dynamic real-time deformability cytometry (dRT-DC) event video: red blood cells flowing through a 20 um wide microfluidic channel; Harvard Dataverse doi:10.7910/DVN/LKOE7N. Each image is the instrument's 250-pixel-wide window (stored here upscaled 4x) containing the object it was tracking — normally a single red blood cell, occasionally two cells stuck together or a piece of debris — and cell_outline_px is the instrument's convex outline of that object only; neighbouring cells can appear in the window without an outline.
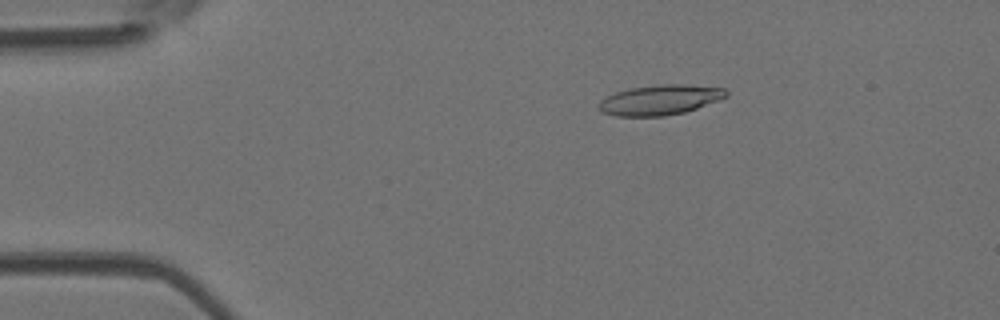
{"species": "Egyptian fruit bat (a non-hibernating species)", "species_latin": "Rousettus aegyptiacus", "temperature_condition": "room temperature", "stored_images_in_passage": 44, "camera_frame_rate_fps": 3000, "um_per_image_px": 0.085, "animal": {"sex": "female"}, "frame": {"image": 1, "passage_image": 2, "time_ms": 0.333, "image_size_px": [1000, 320], "cell_outline_px": [[728, 96], [696, 108], [684, 112], [664, 116], [616, 116], [604, 112], [596, 108], [600, 100], [616, 92], [628, 88], [660, 84], [684, 84], [724, 88], [728, 92]], "centroid_in_image_um": [56.07, 8.48], "position_along_channel_um": 28.9, "area_um2": 22.25}}
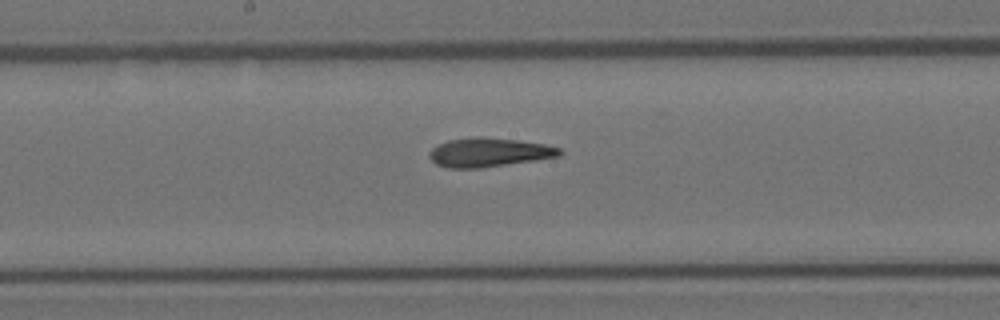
{"frame": {"image": 2, "passage_image": 20, "time_ms": 6.333, "image_size_px": [1000, 320], "cell_outline_px": [[564, 152], [560, 156], [480, 168], [448, 168], [436, 164], [428, 156], [428, 152], [432, 148], [448, 140], [476, 136], [520, 140], [544, 144], [560, 148]], "centroid_in_image_um": [41.55, 12.94], "position_along_channel_um": 206.7, "area_um2": 21.96}}
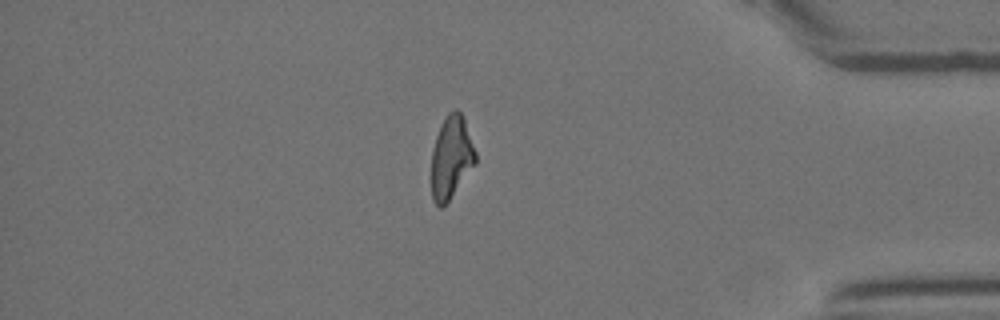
{"frame": {"image": 3, "passage_image": 37, "time_ms": 12.0, "image_size_px": [1000, 320], "cell_outline_px": [[476, 164], [448, 200], [440, 208], [432, 200], [432, 152], [436, 136], [440, 124], [448, 112], [456, 108], [464, 116], [476, 152]], "centroid_in_image_um": [38.37, 13.32], "position_along_channel_um": 396.8, "area_um2": 21.21}, "authors_computed_cell_mechanics": {"area_um2": 21.9351, "velocity_mm_per_s": 3.9246, "shape_relaxation_time_tau1_ms": 8.6831, "shape_relaxation_time_tau2_ms": 3.5031, "deformation_change_tau1": 0.2642, "deformation_change_tau2": 0.1459}}